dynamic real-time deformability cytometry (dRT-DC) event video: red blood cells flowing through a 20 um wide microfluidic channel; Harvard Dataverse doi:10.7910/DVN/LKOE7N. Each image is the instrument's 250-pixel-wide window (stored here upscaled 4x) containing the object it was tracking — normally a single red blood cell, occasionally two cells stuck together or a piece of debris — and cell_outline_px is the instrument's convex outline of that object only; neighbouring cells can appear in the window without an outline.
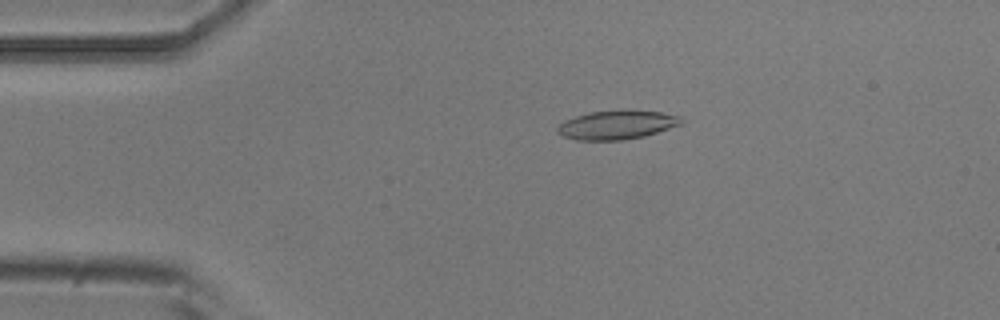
{"species": "common noctule bat (a hibernating species)", "species_latin": "Nyctalus noctula", "temperature_condition": "room temperature", "stored_images_in_passage": 3, "camera_frame_rate_fps": 3000, "um_per_image_px": 0.085, "animal": {"sex": "male", "body_mass_g": 20.5, "forearm_length_mm": 52.5}, "frame": {"image": 1, "passage_image": 2, "time_ms": 0.333, "image_size_px": [1000, 320], "cell_outline_px": [[684, 124], [644, 136], [624, 140], [576, 140], [564, 136], [556, 132], [556, 128], [564, 120], [588, 112], [620, 108], [624, 108], [660, 112], [680, 116], [684, 120]], "centroid_in_image_um": [52.46, 10.58], "position_along_channel_um": 32.5, "area_um2": 21.44}}